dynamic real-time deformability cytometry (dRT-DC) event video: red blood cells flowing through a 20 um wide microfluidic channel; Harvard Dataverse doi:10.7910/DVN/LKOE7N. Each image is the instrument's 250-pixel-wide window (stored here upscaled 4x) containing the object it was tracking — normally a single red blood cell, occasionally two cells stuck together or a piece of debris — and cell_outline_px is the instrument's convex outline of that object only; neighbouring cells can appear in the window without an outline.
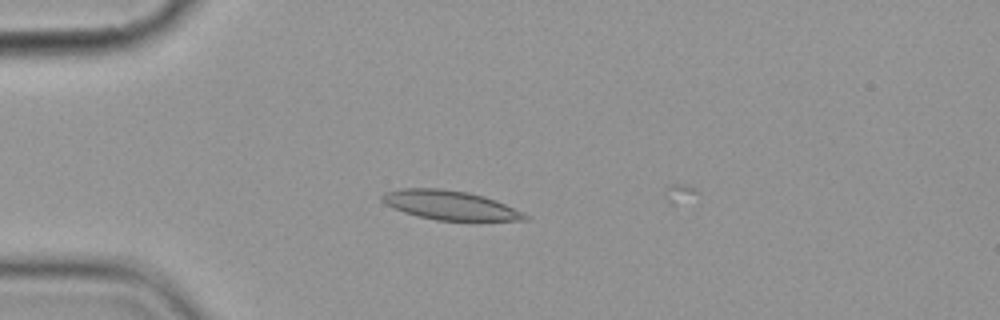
{"species": "common noctule bat (a hibernating species)", "species_latin": "Nyctalus noctula", "temperature_condition": "cold", "stored_images_in_passage": 2, "camera_frame_rate_fps": 3000, "um_per_image_px": 0.085, "animal": {"sex": "female", "body_mass_g": 19.9}, "frame": {"image": 1, "passage_image": 1, "time_ms": 0.0, "image_size_px": [1000, 320], "cell_outline_px": [[528, 220], [436, 220], [404, 212], [392, 208], [384, 204], [380, 200], [380, 196], [384, 192], [400, 188], [440, 188], [468, 192], [484, 196], [496, 200], [524, 212], [528, 216]], "centroid_in_image_um": [38.21, 17.42], "position_along_channel_um": 46.8, "area_um2": 24.33}}